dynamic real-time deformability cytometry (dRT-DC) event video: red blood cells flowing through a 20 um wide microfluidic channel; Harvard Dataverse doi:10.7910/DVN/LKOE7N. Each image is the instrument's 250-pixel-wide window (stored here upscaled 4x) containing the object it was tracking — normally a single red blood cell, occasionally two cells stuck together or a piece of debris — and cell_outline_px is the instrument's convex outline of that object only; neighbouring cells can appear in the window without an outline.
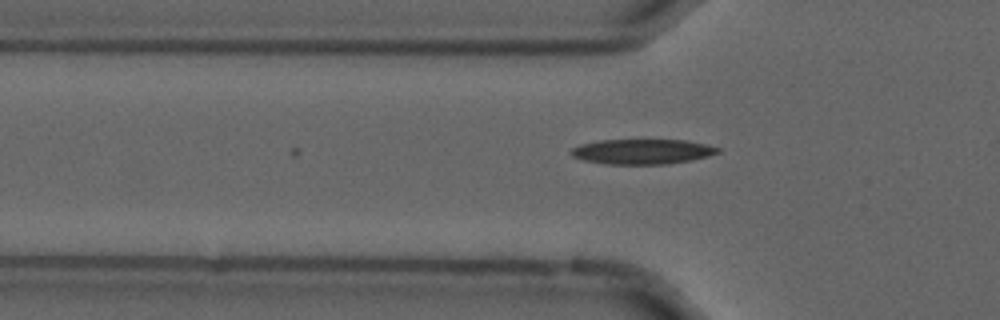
{"species": "common noctule bat (a hibernating species)", "species_latin": "Nyctalus noctula", "temperature_condition": "cold", "stored_images_in_passage": 6, "camera_frame_rate_fps": 3000, "um_per_image_px": 0.085, "animal": {"sex": "male", "forearm_length_mm": 52.5}, "frame": {"image": 1, "passage_image": 6, "time_ms": 1.667, "image_size_px": [1000, 320], "cell_outline_px": [[720, 152], [708, 156], [692, 160], [668, 164], [604, 164], [584, 160], [572, 156], [568, 152], [572, 148], [580, 144], [600, 140], [684, 140], [704, 144], [720, 148]], "centroid_in_image_um": [54.56, 12.89], "position_along_channel_um": 71.2, "area_um2": 21.44}}